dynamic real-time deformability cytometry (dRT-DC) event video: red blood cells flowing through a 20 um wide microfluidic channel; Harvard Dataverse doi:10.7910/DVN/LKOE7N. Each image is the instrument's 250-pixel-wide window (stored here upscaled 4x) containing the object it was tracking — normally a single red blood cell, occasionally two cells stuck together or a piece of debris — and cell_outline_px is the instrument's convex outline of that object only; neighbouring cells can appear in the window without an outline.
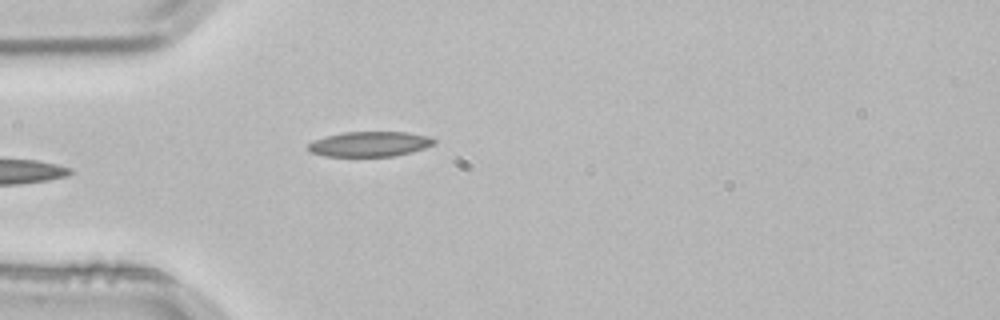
{"species": "common noctule bat (a hibernating species)", "species_latin": "Nyctalus noctula", "temperature_condition": "room temperature", "stored_images_in_passage": 2, "camera_frame_rate_fps": 3000, "um_per_image_px": 0.085, "animal": {"sex": "male", "body_mass_g": 21.5, "forearm_length_mm": 52.0}, "frame": {"image": 1, "passage_image": 2, "time_ms": 0.333, "image_size_px": [1000, 320], "cell_outline_px": [[436, 144], [412, 152], [392, 156], [324, 156], [312, 152], [308, 148], [308, 144], [312, 140], [324, 136], [344, 132], [408, 132], [428, 136], [436, 140]], "centroid_in_image_um": [31.43, 12.23], "position_along_channel_um": 53.6, "area_um2": 18.44}}